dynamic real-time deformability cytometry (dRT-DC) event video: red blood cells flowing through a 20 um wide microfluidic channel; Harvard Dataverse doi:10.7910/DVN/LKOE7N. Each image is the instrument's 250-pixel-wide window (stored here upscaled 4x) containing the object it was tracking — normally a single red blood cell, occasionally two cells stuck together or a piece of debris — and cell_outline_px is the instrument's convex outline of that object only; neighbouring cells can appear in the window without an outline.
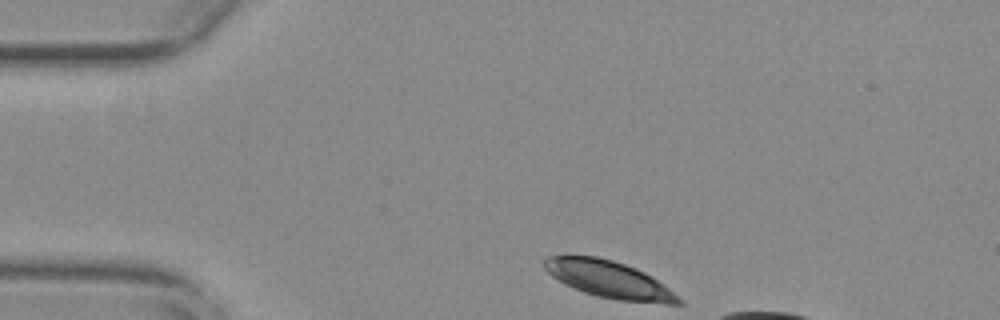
{"species": "common noctule bat (a hibernating species)", "species_latin": "Nyctalus noctula", "temperature_condition": "warm", "stored_images_in_passage": 12, "camera_frame_rate_fps": 3000, "um_per_image_px": 0.085, "animal": {"sex": "female", "body_mass_g": 29.2, "forearm_length_mm": 56.3}, "frame": {"image": 1, "passage_image": 1, "time_ms": 0.0, "image_size_px": [1000, 320], "cell_outline_px": [[684, 304], [668, 304], [616, 300], [596, 296], [584, 292], [564, 284], [552, 276], [544, 268], [544, 260], [548, 256], [596, 256], [612, 260], [636, 268], [652, 276], [668, 288]], "centroid_in_image_um": [51.75, 23.76], "position_along_channel_um": 33.3, "area_um2": 28.67}}